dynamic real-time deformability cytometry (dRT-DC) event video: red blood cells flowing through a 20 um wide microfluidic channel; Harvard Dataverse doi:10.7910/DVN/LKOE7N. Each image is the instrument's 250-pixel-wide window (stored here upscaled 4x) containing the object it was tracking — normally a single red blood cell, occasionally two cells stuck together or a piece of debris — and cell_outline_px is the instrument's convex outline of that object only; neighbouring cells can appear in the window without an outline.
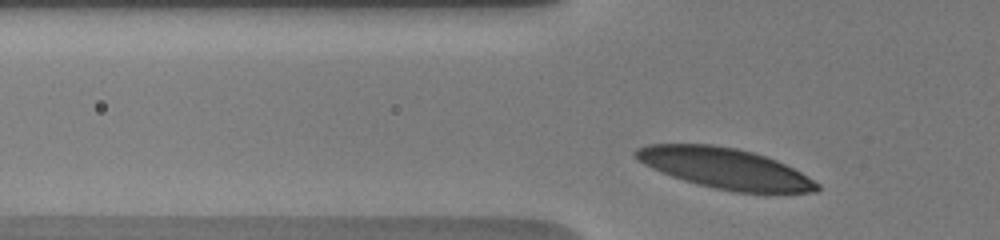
{"species": "human", "species_latin": "Homo sapiens", "temperature_condition": "warm", "stored_images_in_passage": 32, "camera_frame_rate_fps": 3000, "um_per_image_px": 0.085, "donor": {"sex": "male"}, "frame": {"image": 1, "passage_image": 3, "time_ms": 0.667, "image_size_px": [1000, 240], "cell_outline_px": [[820, 188], [816, 192], [736, 192], [716, 188], [684, 180], [672, 176], [652, 168], [644, 164], [632, 152], [636, 148], [648, 144], [712, 144], [736, 148], [752, 152], [776, 160], [800, 172], [820, 184]], "centroid_in_image_um": [61.61, 14.3], "position_along_channel_um": 64.2, "area_um2": 42.25}}
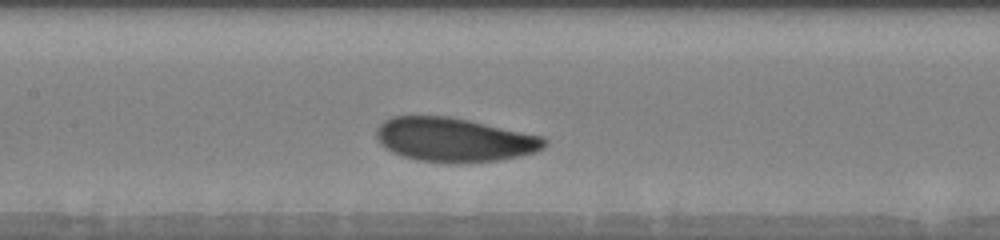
{"frame": {"image": 2, "passage_image": 10, "time_ms": 3.667, "image_size_px": [1000, 240], "cell_outline_px": [[548, 144], [544, 148], [536, 152], [520, 156], [496, 160], [416, 160], [392, 152], [380, 144], [376, 140], [376, 128], [384, 120], [392, 116], [448, 116], [468, 120], [540, 136], [548, 140]], "centroid_in_image_um": [38.57, 11.84], "position_along_channel_um": 168.8, "area_um2": 42.02}}
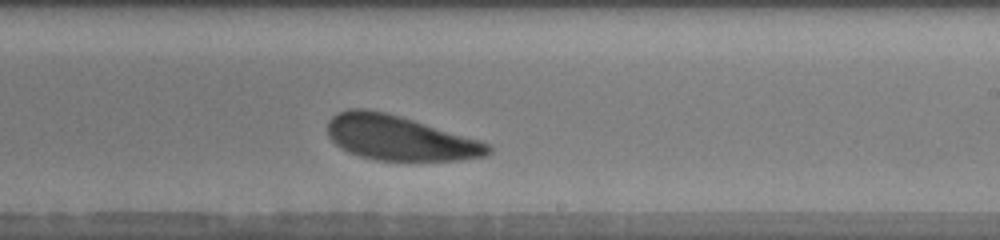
{"frame": {"image": 3, "passage_image": 17, "time_ms": 6.0, "image_size_px": [1000, 240], "cell_outline_px": [[492, 152], [484, 156], [460, 160], [376, 160], [360, 156], [348, 152], [340, 148], [328, 136], [328, 120], [336, 112], [348, 108], [364, 108], [384, 112], [400, 116], [480, 140], [488, 144], [492, 148]], "centroid_in_image_um": [33.92, 11.72], "position_along_channel_um": 255.1, "area_um2": 41.79}, "authors_computed_cell_mechanics": {"area_um2": 42.8298, "velocity_mm_per_s": 3.7096, "shape_relaxation_time_tau1_ms": 2.3125, "shape_relaxation_time_tau2_ms": 7.3243, "deformation_change_tau1": 0.1087, "deformation_change_tau2": 0.1871}}